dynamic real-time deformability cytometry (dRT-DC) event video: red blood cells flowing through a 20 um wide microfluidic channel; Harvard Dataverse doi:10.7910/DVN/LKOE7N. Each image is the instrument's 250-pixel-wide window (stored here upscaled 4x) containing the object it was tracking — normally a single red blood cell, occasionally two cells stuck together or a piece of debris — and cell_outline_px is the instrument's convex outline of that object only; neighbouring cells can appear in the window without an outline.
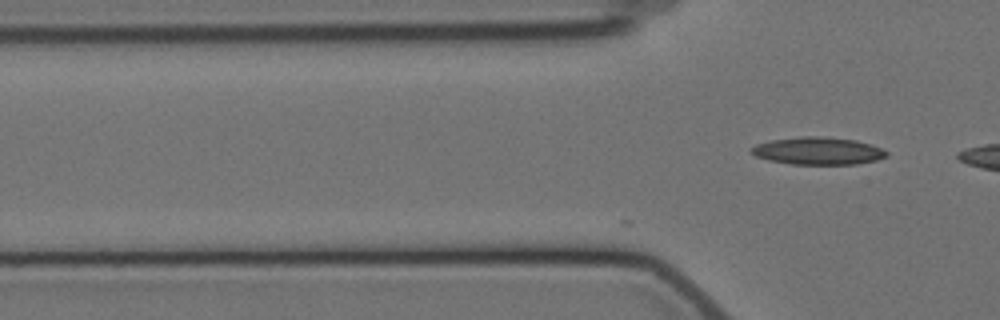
{"species": "Egyptian fruit bat (a non-hibernating species)", "species_latin": "Rousettus aegyptiacus", "temperature_condition": "cold", "stored_images_in_passage": 13, "camera_frame_rate_fps": 3000, "um_per_image_px": 0.085, "animal": {"sex": "female"}, "frame": {"image": 1, "passage_image": 13, "time_ms": 4.0, "image_size_px": [1000, 320], "cell_outline_px": [[888, 156], [876, 160], [856, 164], [792, 164], [768, 160], [756, 156], [748, 148], [756, 144], [772, 140], [800, 136], [824, 136], [856, 140], [872, 144], [888, 152]], "centroid_in_image_um": [69.53, 12.82], "position_along_channel_um": 56.3, "area_um2": 21.73}}